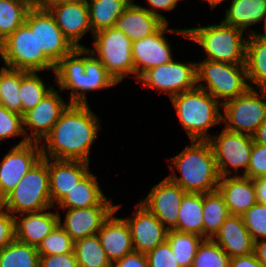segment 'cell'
<instances>
[{
	"label": "cell",
	"mask_w": 266,
	"mask_h": 267,
	"mask_svg": "<svg viewBox=\"0 0 266 267\" xmlns=\"http://www.w3.org/2000/svg\"><path fill=\"white\" fill-rule=\"evenodd\" d=\"M99 121L88 104H69L45 136V143L40 144L42 158L90 163L91 145L101 128Z\"/></svg>",
	"instance_id": "1"
},
{
	"label": "cell",
	"mask_w": 266,
	"mask_h": 267,
	"mask_svg": "<svg viewBox=\"0 0 266 267\" xmlns=\"http://www.w3.org/2000/svg\"><path fill=\"white\" fill-rule=\"evenodd\" d=\"M83 54L87 56L83 57ZM54 73L60 90L71 91L70 104H88V91L102 90L118 84L87 47L74 48L65 55L55 65Z\"/></svg>",
	"instance_id": "2"
},
{
	"label": "cell",
	"mask_w": 266,
	"mask_h": 267,
	"mask_svg": "<svg viewBox=\"0 0 266 267\" xmlns=\"http://www.w3.org/2000/svg\"><path fill=\"white\" fill-rule=\"evenodd\" d=\"M169 167L173 171L167 178L185 192L211 193L217 190L219 173L216 160L208 140H191V145L171 158ZM181 177L175 173V168Z\"/></svg>",
	"instance_id": "3"
},
{
	"label": "cell",
	"mask_w": 266,
	"mask_h": 267,
	"mask_svg": "<svg viewBox=\"0 0 266 267\" xmlns=\"http://www.w3.org/2000/svg\"><path fill=\"white\" fill-rule=\"evenodd\" d=\"M171 102L190 141L208 140V129L222 123L221 102L197 86L173 96Z\"/></svg>",
	"instance_id": "4"
},
{
	"label": "cell",
	"mask_w": 266,
	"mask_h": 267,
	"mask_svg": "<svg viewBox=\"0 0 266 267\" xmlns=\"http://www.w3.org/2000/svg\"><path fill=\"white\" fill-rule=\"evenodd\" d=\"M188 40L203 48L205 59L231 64H245L247 37L238 28L225 24L188 28Z\"/></svg>",
	"instance_id": "5"
},
{
	"label": "cell",
	"mask_w": 266,
	"mask_h": 267,
	"mask_svg": "<svg viewBox=\"0 0 266 267\" xmlns=\"http://www.w3.org/2000/svg\"><path fill=\"white\" fill-rule=\"evenodd\" d=\"M0 204L13 216L54 207L50 196L48 158H41Z\"/></svg>",
	"instance_id": "6"
},
{
	"label": "cell",
	"mask_w": 266,
	"mask_h": 267,
	"mask_svg": "<svg viewBox=\"0 0 266 267\" xmlns=\"http://www.w3.org/2000/svg\"><path fill=\"white\" fill-rule=\"evenodd\" d=\"M197 87L204 89L221 104L244 94L254 86L247 83V73L244 64L215 62L207 59L196 63ZM205 81L204 84L201 82Z\"/></svg>",
	"instance_id": "7"
},
{
	"label": "cell",
	"mask_w": 266,
	"mask_h": 267,
	"mask_svg": "<svg viewBox=\"0 0 266 267\" xmlns=\"http://www.w3.org/2000/svg\"><path fill=\"white\" fill-rule=\"evenodd\" d=\"M93 39L94 48H88L89 51L101 61L117 83L128 74L135 77L132 42L123 32L110 27L94 33Z\"/></svg>",
	"instance_id": "8"
},
{
	"label": "cell",
	"mask_w": 266,
	"mask_h": 267,
	"mask_svg": "<svg viewBox=\"0 0 266 267\" xmlns=\"http://www.w3.org/2000/svg\"><path fill=\"white\" fill-rule=\"evenodd\" d=\"M0 56L11 69L27 72L55 70V65L38 48L35 32L25 23L0 43Z\"/></svg>",
	"instance_id": "9"
},
{
	"label": "cell",
	"mask_w": 266,
	"mask_h": 267,
	"mask_svg": "<svg viewBox=\"0 0 266 267\" xmlns=\"http://www.w3.org/2000/svg\"><path fill=\"white\" fill-rule=\"evenodd\" d=\"M259 91L249 88L244 94L222 103L224 129L250 136L254 134L266 120V89Z\"/></svg>",
	"instance_id": "10"
},
{
	"label": "cell",
	"mask_w": 266,
	"mask_h": 267,
	"mask_svg": "<svg viewBox=\"0 0 266 267\" xmlns=\"http://www.w3.org/2000/svg\"><path fill=\"white\" fill-rule=\"evenodd\" d=\"M208 141L214 153L220 178L233 173L229 166L236 170L234 176H238L240 168H244L241 175L246 174L254 143L252 136L223 128L219 136L212 135Z\"/></svg>",
	"instance_id": "11"
},
{
	"label": "cell",
	"mask_w": 266,
	"mask_h": 267,
	"mask_svg": "<svg viewBox=\"0 0 266 267\" xmlns=\"http://www.w3.org/2000/svg\"><path fill=\"white\" fill-rule=\"evenodd\" d=\"M144 88L165 92L170 98L197 86L195 62L184 64L174 59L146 71L138 80Z\"/></svg>",
	"instance_id": "12"
},
{
	"label": "cell",
	"mask_w": 266,
	"mask_h": 267,
	"mask_svg": "<svg viewBox=\"0 0 266 267\" xmlns=\"http://www.w3.org/2000/svg\"><path fill=\"white\" fill-rule=\"evenodd\" d=\"M25 24L35 32L38 48L54 65L74 49L47 9L33 6Z\"/></svg>",
	"instance_id": "13"
},
{
	"label": "cell",
	"mask_w": 266,
	"mask_h": 267,
	"mask_svg": "<svg viewBox=\"0 0 266 267\" xmlns=\"http://www.w3.org/2000/svg\"><path fill=\"white\" fill-rule=\"evenodd\" d=\"M164 23L155 33L132 43V58L137 80L149 69L173 60L171 47L165 33H174L188 39L187 29H170ZM164 34V35H163Z\"/></svg>",
	"instance_id": "14"
},
{
	"label": "cell",
	"mask_w": 266,
	"mask_h": 267,
	"mask_svg": "<svg viewBox=\"0 0 266 267\" xmlns=\"http://www.w3.org/2000/svg\"><path fill=\"white\" fill-rule=\"evenodd\" d=\"M41 145L23 138L0 163V202L42 158Z\"/></svg>",
	"instance_id": "15"
},
{
	"label": "cell",
	"mask_w": 266,
	"mask_h": 267,
	"mask_svg": "<svg viewBox=\"0 0 266 267\" xmlns=\"http://www.w3.org/2000/svg\"><path fill=\"white\" fill-rule=\"evenodd\" d=\"M69 104L64 102L58 91L53 88L35 108L22 115L25 138L40 143ZM26 128L32 130L31 135L26 132Z\"/></svg>",
	"instance_id": "16"
},
{
	"label": "cell",
	"mask_w": 266,
	"mask_h": 267,
	"mask_svg": "<svg viewBox=\"0 0 266 267\" xmlns=\"http://www.w3.org/2000/svg\"><path fill=\"white\" fill-rule=\"evenodd\" d=\"M186 192L165 177L140 203L171 230L177 225L181 200ZM167 224V225H166Z\"/></svg>",
	"instance_id": "17"
},
{
	"label": "cell",
	"mask_w": 266,
	"mask_h": 267,
	"mask_svg": "<svg viewBox=\"0 0 266 267\" xmlns=\"http://www.w3.org/2000/svg\"><path fill=\"white\" fill-rule=\"evenodd\" d=\"M133 218H124L130 228L133 249L147 254L166 241L168 229L141 203L135 206Z\"/></svg>",
	"instance_id": "18"
},
{
	"label": "cell",
	"mask_w": 266,
	"mask_h": 267,
	"mask_svg": "<svg viewBox=\"0 0 266 267\" xmlns=\"http://www.w3.org/2000/svg\"><path fill=\"white\" fill-rule=\"evenodd\" d=\"M57 26L74 48H85L79 44L85 33L92 32L88 5L79 2L63 1L46 8Z\"/></svg>",
	"instance_id": "19"
},
{
	"label": "cell",
	"mask_w": 266,
	"mask_h": 267,
	"mask_svg": "<svg viewBox=\"0 0 266 267\" xmlns=\"http://www.w3.org/2000/svg\"><path fill=\"white\" fill-rule=\"evenodd\" d=\"M116 210V206H92L67 209L64 223L59 218L60 226L75 242L98 233L104 221Z\"/></svg>",
	"instance_id": "20"
},
{
	"label": "cell",
	"mask_w": 266,
	"mask_h": 267,
	"mask_svg": "<svg viewBox=\"0 0 266 267\" xmlns=\"http://www.w3.org/2000/svg\"><path fill=\"white\" fill-rule=\"evenodd\" d=\"M89 163L77 160L48 159L51 203H59L89 172Z\"/></svg>",
	"instance_id": "21"
},
{
	"label": "cell",
	"mask_w": 266,
	"mask_h": 267,
	"mask_svg": "<svg viewBox=\"0 0 266 267\" xmlns=\"http://www.w3.org/2000/svg\"><path fill=\"white\" fill-rule=\"evenodd\" d=\"M120 206L121 204L116 205V210L104 221L97 233L101 246L111 263L134 251L127 221L124 218L114 216Z\"/></svg>",
	"instance_id": "22"
},
{
	"label": "cell",
	"mask_w": 266,
	"mask_h": 267,
	"mask_svg": "<svg viewBox=\"0 0 266 267\" xmlns=\"http://www.w3.org/2000/svg\"><path fill=\"white\" fill-rule=\"evenodd\" d=\"M212 239L230 258L254 253V239L242 216L230 214Z\"/></svg>",
	"instance_id": "23"
},
{
	"label": "cell",
	"mask_w": 266,
	"mask_h": 267,
	"mask_svg": "<svg viewBox=\"0 0 266 267\" xmlns=\"http://www.w3.org/2000/svg\"><path fill=\"white\" fill-rule=\"evenodd\" d=\"M217 190L224 197L229 214L242 216L257 203L254 180L241 175L221 177Z\"/></svg>",
	"instance_id": "24"
},
{
	"label": "cell",
	"mask_w": 266,
	"mask_h": 267,
	"mask_svg": "<svg viewBox=\"0 0 266 267\" xmlns=\"http://www.w3.org/2000/svg\"><path fill=\"white\" fill-rule=\"evenodd\" d=\"M46 210L15 216L16 240L38 247L41 241L59 224L58 213ZM19 218V219H18Z\"/></svg>",
	"instance_id": "25"
},
{
	"label": "cell",
	"mask_w": 266,
	"mask_h": 267,
	"mask_svg": "<svg viewBox=\"0 0 266 267\" xmlns=\"http://www.w3.org/2000/svg\"><path fill=\"white\" fill-rule=\"evenodd\" d=\"M133 2L134 0L126 7L114 25L132 43L152 35L164 24L160 18L152 15L142 6L136 5Z\"/></svg>",
	"instance_id": "26"
},
{
	"label": "cell",
	"mask_w": 266,
	"mask_h": 267,
	"mask_svg": "<svg viewBox=\"0 0 266 267\" xmlns=\"http://www.w3.org/2000/svg\"><path fill=\"white\" fill-rule=\"evenodd\" d=\"M103 194L97 176L90 171L56 205L63 209L86 208L92 206H116Z\"/></svg>",
	"instance_id": "27"
},
{
	"label": "cell",
	"mask_w": 266,
	"mask_h": 267,
	"mask_svg": "<svg viewBox=\"0 0 266 267\" xmlns=\"http://www.w3.org/2000/svg\"><path fill=\"white\" fill-rule=\"evenodd\" d=\"M245 69L247 80L266 89V37L253 30L247 34Z\"/></svg>",
	"instance_id": "28"
},
{
	"label": "cell",
	"mask_w": 266,
	"mask_h": 267,
	"mask_svg": "<svg viewBox=\"0 0 266 267\" xmlns=\"http://www.w3.org/2000/svg\"><path fill=\"white\" fill-rule=\"evenodd\" d=\"M265 20L266 0H232L222 21L244 32L248 26Z\"/></svg>",
	"instance_id": "29"
},
{
	"label": "cell",
	"mask_w": 266,
	"mask_h": 267,
	"mask_svg": "<svg viewBox=\"0 0 266 267\" xmlns=\"http://www.w3.org/2000/svg\"><path fill=\"white\" fill-rule=\"evenodd\" d=\"M203 194L186 192L181 200L177 225L180 232L203 237Z\"/></svg>",
	"instance_id": "30"
},
{
	"label": "cell",
	"mask_w": 266,
	"mask_h": 267,
	"mask_svg": "<svg viewBox=\"0 0 266 267\" xmlns=\"http://www.w3.org/2000/svg\"><path fill=\"white\" fill-rule=\"evenodd\" d=\"M132 0H90L88 2L89 21L92 35L97 31L114 27Z\"/></svg>",
	"instance_id": "31"
},
{
	"label": "cell",
	"mask_w": 266,
	"mask_h": 267,
	"mask_svg": "<svg viewBox=\"0 0 266 267\" xmlns=\"http://www.w3.org/2000/svg\"><path fill=\"white\" fill-rule=\"evenodd\" d=\"M203 237L213 238L230 215L218 190L203 194Z\"/></svg>",
	"instance_id": "32"
},
{
	"label": "cell",
	"mask_w": 266,
	"mask_h": 267,
	"mask_svg": "<svg viewBox=\"0 0 266 267\" xmlns=\"http://www.w3.org/2000/svg\"><path fill=\"white\" fill-rule=\"evenodd\" d=\"M32 0H0V43L25 23Z\"/></svg>",
	"instance_id": "33"
},
{
	"label": "cell",
	"mask_w": 266,
	"mask_h": 267,
	"mask_svg": "<svg viewBox=\"0 0 266 267\" xmlns=\"http://www.w3.org/2000/svg\"><path fill=\"white\" fill-rule=\"evenodd\" d=\"M204 239L197 234L174 229L168 230L166 237L180 267H191L196 251Z\"/></svg>",
	"instance_id": "34"
},
{
	"label": "cell",
	"mask_w": 266,
	"mask_h": 267,
	"mask_svg": "<svg viewBox=\"0 0 266 267\" xmlns=\"http://www.w3.org/2000/svg\"><path fill=\"white\" fill-rule=\"evenodd\" d=\"M37 247L13 240L0 250V267H39Z\"/></svg>",
	"instance_id": "35"
},
{
	"label": "cell",
	"mask_w": 266,
	"mask_h": 267,
	"mask_svg": "<svg viewBox=\"0 0 266 267\" xmlns=\"http://www.w3.org/2000/svg\"><path fill=\"white\" fill-rule=\"evenodd\" d=\"M73 251L79 267H112L97 234L75 241Z\"/></svg>",
	"instance_id": "36"
},
{
	"label": "cell",
	"mask_w": 266,
	"mask_h": 267,
	"mask_svg": "<svg viewBox=\"0 0 266 267\" xmlns=\"http://www.w3.org/2000/svg\"><path fill=\"white\" fill-rule=\"evenodd\" d=\"M47 84L37 75V72L22 70L21 86L19 95L21 99V115L35 108L42 99L54 88Z\"/></svg>",
	"instance_id": "37"
},
{
	"label": "cell",
	"mask_w": 266,
	"mask_h": 267,
	"mask_svg": "<svg viewBox=\"0 0 266 267\" xmlns=\"http://www.w3.org/2000/svg\"><path fill=\"white\" fill-rule=\"evenodd\" d=\"M230 257L211 238H206L199 245L191 267H229Z\"/></svg>",
	"instance_id": "38"
},
{
	"label": "cell",
	"mask_w": 266,
	"mask_h": 267,
	"mask_svg": "<svg viewBox=\"0 0 266 267\" xmlns=\"http://www.w3.org/2000/svg\"><path fill=\"white\" fill-rule=\"evenodd\" d=\"M22 70L9 69L3 76L0 84V105L10 111L21 114V86Z\"/></svg>",
	"instance_id": "39"
},
{
	"label": "cell",
	"mask_w": 266,
	"mask_h": 267,
	"mask_svg": "<svg viewBox=\"0 0 266 267\" xmlns=\"http://www.w3.org/2000/svg\"><path fill=\"white\" fill-rule=\"evenodd\" d=\"M74 241L66 231L58 224L38 245L40 255H54L74 253Z\"/></svg>",
	"instance_id": "40"
},
{
	"label": "cell",
	"mask_w": 266,
	"mask_h": 267,
	"mask_svg": "<svg viewBox=\"0 0 266 267\" xmlns=\"http://www.w3.org/2000/svg\"><path fill=\"white\" fill-rule=\"evenodd\" d=\"M245 227L254 241L266 238V205L256 203L243 215Z\"/></svg>",
	"instance_id": "41"
},
{
	"label": "cell",
	"mask_w": 266,
	"mask_h": 267,
	"mask_svg": "<svg viewBox=\"0 0 266 267\" xmlns=\"http://www.w3.org/2000/svg\"><path fill=\"white\" fill-rule=\"evenodd\" d=\"M23 135L22 115L0 105V140Z\"/></svg>",
	"instance_id": "42"
},
{
	"label": "cell",
	"mask_w": 266,
	"mask_h": 267,
	"mask_svg": "<svg viewBox=\"0 0 266 267\" xmlns=\"http://www.w3.org/2000/svg\"><path fill=\"white\" fill-rule=\"evenodd\" d=\"M146 256L149 267H180L167 241L157 245Z\"/></svg>",
	"instance_id": "43"
},
{
	"label": "cell",
	"mask_w": 266,
	"mask_h": 267,
	"mask_svg": "<svg viewBox=\"0 0 266 267\" xmlns=\"http://www.w3.org/2000/svg\"><path fill=\"white\" fill-rule=\"evenodd\" d=\"M244 177L253 180L266 177V146L253 143L249 166Z\"/></svg>",
	"instance_id": "44"
},
{
	"label": "cell",
	"mask_w": 266,
	"mask_h": 267,
	"mask_svg": "<svg viewBox=\"0 0 266 267\" xmlns=\"http://www.w3.org/2000/svg\"><path fill=\"white\" fill-rule=\"evenodd\" d=\"M15 239V216L0 204V250Z\"/></svg>",
	"instance_id": "45"
},
{
	"label": "cell",
	"mask_w": 266,
	"mask_h": 267,
	"mask_svg": "<svg viewBox=\"0 0 266 267\" xmlns=\"http://www.w3.org/2000/svg\"><path fill=\"white\" fill-rule=\"evenodd\" d=\"M39 267H79L74 253L40 255Z\"/></svg>",
	"instance_id": "46"
},
{
	"label": "cell",
	"mask_w": 266,
	"mask_h": 267,
	"mask_svg": "<svg viewBox=\"0 0 266 267\" xmlns=\"http://www.w3.org/2000/svg\"><path fill=\"white\" fill-rule=\"evenodd\" d=\"M112 267H149L146 254L133 251L112 263Z\"/></svg>",
	"instance_id": "47"
},
{
	"label": "cell",
	"mask_w": 266,
	"mask_h": 267,
	"mask_svg": "<svg viewBox=\"0 0 266 267\" xmlns=\"http://www.w3.org/2000/svg\"><path fill=\"white\" fill-rule=\"evenodd\" d=\"M150 6L149 8L143 7L146 9L149 13L152 15H155L156 17L160 18L164 23H168L167 19L165 16L161 15L160 13L157 12V9H162L165 11H170L173 10L176 5L178 4V1L180 0H147Z\"/></svg>",
	"instance_id": "48"
},
{
	"label": "cell",
	"mask_w": 266,
	"mask_h": 267,
	"mask_svg": "<svg viewBox=\"0 0 266 267\" xmlns=\"http://www.w3.org/2000/svg\"><path fill=\"white\" fill-rule=\"evenodd\" d=\"M229 267H266L258 261L255 254H249L245 256H237L230 258Z\"/></svg>",
	"instance_id": "49"
},
{
	"label": "cell",
	"mask_w": 266,
	"mask_h": 267,
	"mask_svg": "<svg viewBox=\"0 0 266 267\" xmlns=\"http://www.w3.org/2000/svg\"><path fill=\"white\" fill-rule=\"evenodd\" d=\"M257 202L266 205V177L254 179Z\"/></svg>",
	"instance_id": "50"
},
{
	"label": "cell",
	"mask_w": 266,
	"mask_h": 267,
	"mask_svg": "<svg viewBox=\"0 0 266 267\" xmlns=\"http://www.w3.org/2000/svg\"><path fill=\"white\" fill-rule=\"evenodd\" d=\"M254 254L258 261L266 266V238L254 241Z\"/></svg>",
	"instance_id": "51"
},
{
	"label": "cell",
	"mask_w": 266,
	"mask_h": 267,
	"mask_svg": "<svg viewBox=\"0 0 266 267\" xmlns=\"http://www.w3.org/2000/svg\"><path fill=\"white\" fill-rule=\"evenodd\" d=\"M252 138L254 143L266 146V120L254 132Z\"/></svg>",
	"instance_id": "52"
},
{
	"label": "cell",
	"mask_w": 266,
	"mask_h": 267,
	"mask_svg": "<svg viewBox=\"0 0 266 267\" xmlns=\"http://www.w3.org/2000/svg\"><path fill=\"white\" fill-rule=\"evenodd\" d=\"M63 1H66V0H32V5L37 8L46 9L55 3L63 2Z\"/></svg>",
	"instance_id": "53"
},
{
	"label": "cell",
	"mask_w": 266,
	"mask_h": 267,
	"mask_svg": "<svg viewBox=\"0 0 266 267\" xmlns=\"http://www.w3.org/2000/svg\"><path fill=\"white\" fill-rule=\"evenodd\" d=\"M4 65L5 66H2V68H0V84H1V80L4 74L10 69V67L5 63V61H4Z\"/></svg>",
	"instance_id": "54"
},
{
	"label": "cell",
	"mask_w": 266,
	"mask_h": 267,
	"mask_svg": "<svg viewBox=\"0 0 266 267\" xmlns=\"http://www.w3.org/2000/svg\"><path fill=\"white\" fill-rule=\"evenodd\" d=\"M210 7H211V10H213V8H215L218 4H221V2H223L224 0H206Z\"/></svg>",
	"instance_id": "55"
},
{
	"label": "cell",
	"mask_w": 266,
	"mask_h": 267,
	"mask_svg": "<svg viewBox=\"0 0 266 267\" xmlns=\"http://www.w3.org/2000/svg\"><path fill=\"white\" fill-rule=\"evenodd\" d=\"M66 1H69V2H79V3L88 4V2H89L90 0H66Z\"/></svg>",
	"instance_id": "56"
},
{
	"label": "cell",
	"mask_w": 266,
	"mask_h": 267,
	"mask_svg": "<svg viewBox=\"0 0 266 267\" xmlns=\"http://www.w3.org/2000/svg\"><path fill=\"white\" fill-rule=\"evenodd\" d=\"M264 31H265V33L264 34L261 33V35L266 37V20H265V23H264Z\"/></svg>",
	"instance_id": "57"
}]
</instances>
